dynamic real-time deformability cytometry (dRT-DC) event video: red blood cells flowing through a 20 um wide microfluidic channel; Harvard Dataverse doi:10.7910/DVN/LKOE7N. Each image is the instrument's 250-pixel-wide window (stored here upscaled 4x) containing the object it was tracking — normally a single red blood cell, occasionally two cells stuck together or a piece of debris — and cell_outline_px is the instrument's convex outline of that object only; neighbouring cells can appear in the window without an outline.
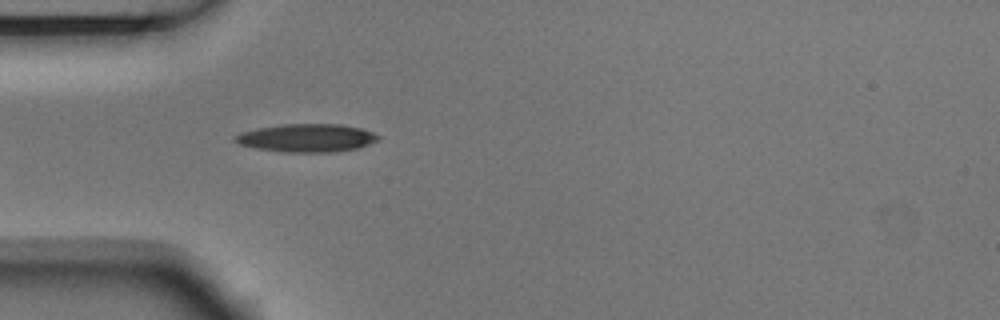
{"species": "Egyptian fruit bat (a non-hibernating species)", "species_latin": "Rousettus aegyptiacus", "temperature_condition": "room temperature", "stored_images_in_passage": 4, "camera_frame_rate_fps": 3000, "um_per_image_px": 0.085, "animal": {"sex": "male"}, "frame": {"image": 1, "passage_image": 4, "time_ms": 1.0, "image_size_px": [1000, 320], "cell_outline_px": [[380, 140], [356, 148], [332, 152], [288, 152], [260, 148], [240, 144], [236, 140], [236, 136], [240, 132], [256, 128], [280, 124], [340, 124], [360, 128], [372, 132], [380, 136]], "centroid_in_image_um": [26.11, 11.71], "position_along_channel_um": 58.9, "area_um2": 23.12}}